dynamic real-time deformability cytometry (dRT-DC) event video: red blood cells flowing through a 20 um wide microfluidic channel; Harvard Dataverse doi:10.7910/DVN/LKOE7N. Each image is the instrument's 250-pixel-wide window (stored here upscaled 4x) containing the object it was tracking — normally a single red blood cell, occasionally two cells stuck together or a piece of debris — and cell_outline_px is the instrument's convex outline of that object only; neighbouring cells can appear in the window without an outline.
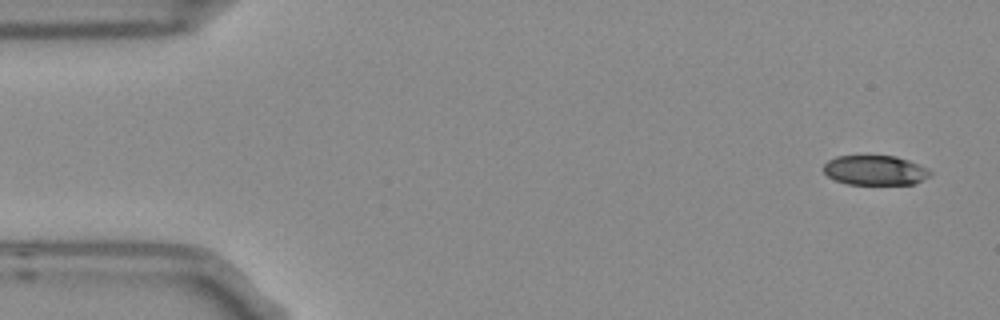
{"species": "Egyptian fruit bat (a non-hibernating species)", "species_latin": "Rousettus aegyptiacus", "temperature_condition": "room temperature", "stored_images_in_passage": 8, "camera_frame_rate_fps": 3000, "um_per_image_px": 0.085, "frame": {"image": 1, "passage_image": 1, "time_ms": 0.0, "image_size_px": [1000, 320], "cell_outline_px": [[932, 176], [916, 184], [848, 184], [836, 180], [828, 176], [824, 172], [824, 164], [828, 160], [836, 156], [896, 156], [908, 160], [928, 168], [932, 172]], "centroid_in_image_um": [74.43, 14.48], "position_along_channel_um": 10.6, "area_um2": 18.55}}
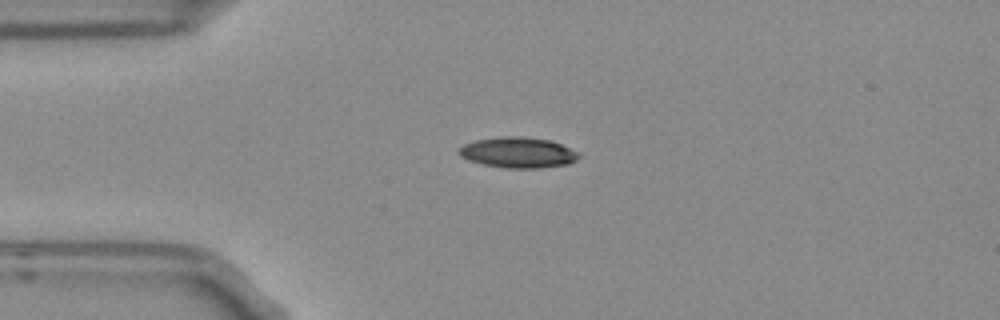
{"frame": {"image": 2, "passage_image": 4, "time_ms": 1.0, "image_size_px": [1000, 320], "cell_outline_px": [[580, 156], [576, 160], [568, 164], [540, 168], [504, 168], [484, 164], [468, 160], [460, 156], [460, 148], [464, 144], [476, 140], [504, 136], [524, 136], [552, 140], [580, 152]], "centroid_in_image_um": [44.08, 12.96], "position_along_channel_um": 40.9, "area_um2": 21.5}}
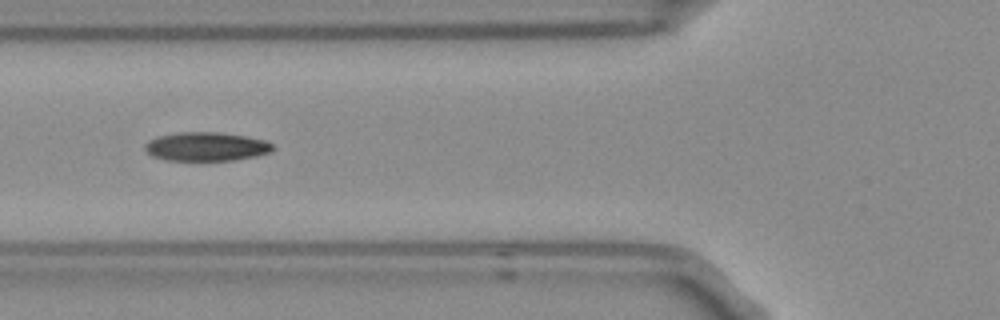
{"frame": {"image": 3, "passage_image": 6, "time_ms": 1.667, "image_size_px": [1000, 320], "cell_outline_px": [[272, 152], [256, 156], [236, 160], [164, 160], [152, 156], [144, 148], [144, 144], [148, 140], [156, 136], [180, 132], [216, 132], [244, 136], [264, 140], [272, 144]], "centroid_in_image_um": [17.49, 12.46], "position_along_channel_um": 108.3, "area_um2": 21.44}}